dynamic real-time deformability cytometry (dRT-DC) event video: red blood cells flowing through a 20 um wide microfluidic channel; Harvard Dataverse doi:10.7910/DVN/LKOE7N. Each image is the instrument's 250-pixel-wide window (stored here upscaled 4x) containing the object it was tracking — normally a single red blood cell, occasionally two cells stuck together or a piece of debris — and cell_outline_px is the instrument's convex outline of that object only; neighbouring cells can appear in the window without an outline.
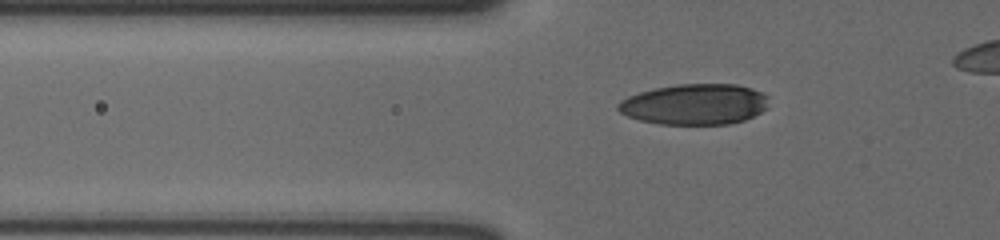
{"species": "human", "species_latin": "Homo sapiens", "temperature_condition": "cold", "stored_images_in_passage": 38, "camera_frame_rate_fps": 3000, "um_per_image_px": 0.085, "donor": {"sex": "male"}, "frame": {"image": 1, "passage_image": 4, "time_ms": 1.0, "image_size_px": [1000, 240], "cell_outline_px": [[768, 108], [744, 120], [728, 124], [660, 124], [640, 120], [628, 116], [620, 112], [616, 108], [616, 104], [620, 100], [628, 96], [640, 92], [656, 88], [676, 84], [736, 84], [752, 88], [768, 96]], "centroid_in_image_um": [59.04, 8.86], "position_along_channel_um": 66.8, "area_um2": 35.84}}
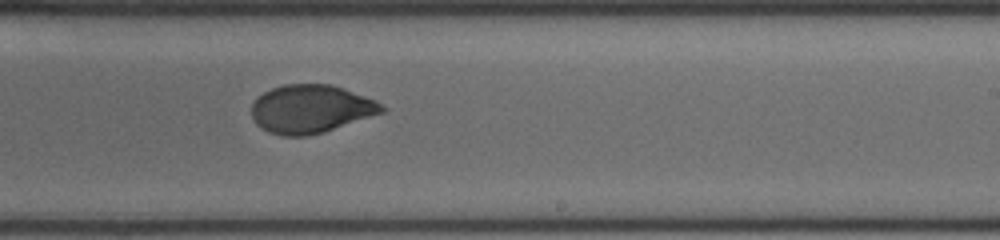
{"frame": {"image": 2, "passage_image": 21, "time_ms": 6.667, "image_size_px": [1000, 240], "cell_outline_px": [[388, 108], [384, 112], [324, 132], [308, 136], [280, 136], [268, 132], [256, 124], [252, 116], [252, 104], [264, 92], [272, 88], [284, 84], [328, 84], [376, 100]], "centroid_in_image_um": [26.42, 9.28], "position_along_channel_um": 262.6, "area_um2": 36.47}}
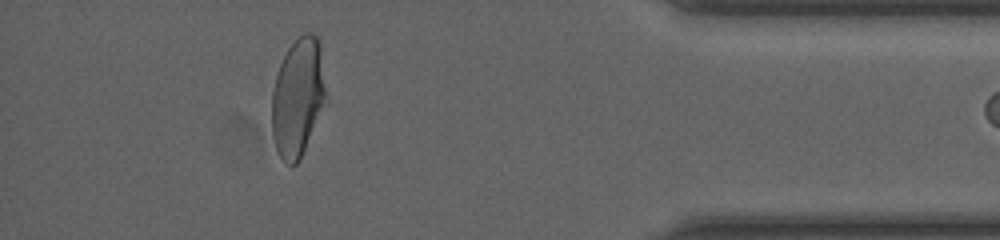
{"frame": {"image": 3, "passage_image": 36, "time_ms": 11.667, "image_size_px": [1000, 240], "cell_outline_px": [[324, 96], [300, 160], [296, 164], [288, 164], [280, 156], [276, 148], [272, 136], [272, 92], [276, 76], [280, 64], [288, 48], [304, 32], [312, 32], [316, 36], [320, 44], [324, 88]], "centroid_in_image_um": [25.26, 8.24], "position_along_channel_um": 409.9, "area_um2": 35.89}}